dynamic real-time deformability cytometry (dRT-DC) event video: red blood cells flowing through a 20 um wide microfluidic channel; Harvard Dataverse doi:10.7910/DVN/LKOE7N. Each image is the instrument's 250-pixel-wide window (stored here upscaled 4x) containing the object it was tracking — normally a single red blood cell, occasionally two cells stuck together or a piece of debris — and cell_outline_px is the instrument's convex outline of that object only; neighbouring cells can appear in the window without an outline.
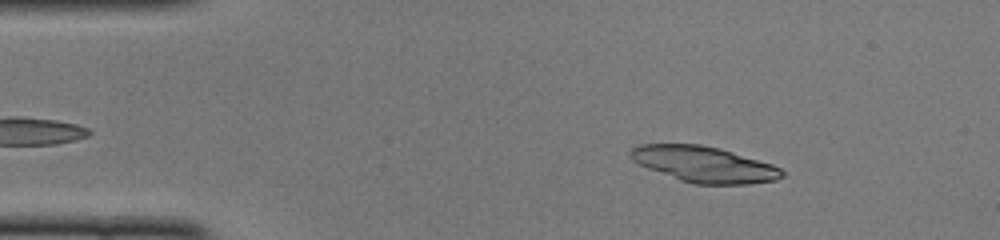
{"species": "common noctule bat (a hibernating species)", "species_latin": "Nyctalus noctula", "temperature_condition": "cold", "stored_images_in_passage": 48, "camera_frame_rate_fps": 3000, "um_per_image_px": 0.085, "animal": {"sex": "female", "body_mass_g": 22.0, "forearm_length_mm": 56.7}, "frame": {"image": 1, "passage_image": 6, "time_ms": 1.667, "image_size_px": [1000, 240], "cell_outline_px": [[784, 176], [776, 180], [748, 184], [692, 184], [680, 180], [648, 168], [632, 160], [628, 156], [628, 152], [632, 148], [640, 144], [700, 144], [720, 148], [772, 164], [780, 168], [784, 172]], "centroid_in_image_um": [59.84, 13.96], "position_along_channel_um": 25.2, "area_um2": 31.67}}
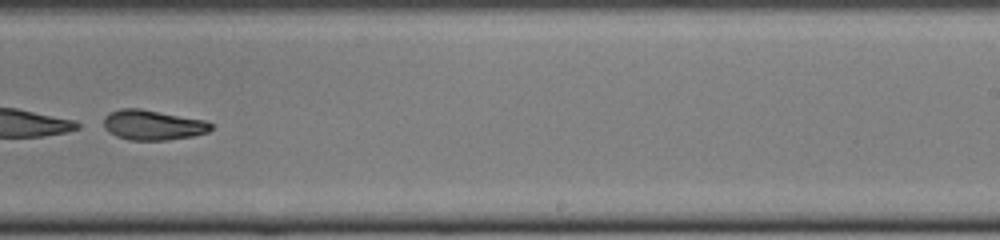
{"frame": {"image": 2, "passage_image": 30, "time_ms": 9.667, "image_size_px": [1000, 240], "cell_outline_px": [[212, 128], [208, 132], [192, 136], [168, 140], [128, 140], [116, 136], [108, 132], [104, 128], [104, 116], [108, 112], [120, 108], [140, 108], [204, 120], [212, 124]], "centroid_in_image_um": [12.94, 10.62], "position_along_channel_um": 276.1, "area_um2": 18.9}}